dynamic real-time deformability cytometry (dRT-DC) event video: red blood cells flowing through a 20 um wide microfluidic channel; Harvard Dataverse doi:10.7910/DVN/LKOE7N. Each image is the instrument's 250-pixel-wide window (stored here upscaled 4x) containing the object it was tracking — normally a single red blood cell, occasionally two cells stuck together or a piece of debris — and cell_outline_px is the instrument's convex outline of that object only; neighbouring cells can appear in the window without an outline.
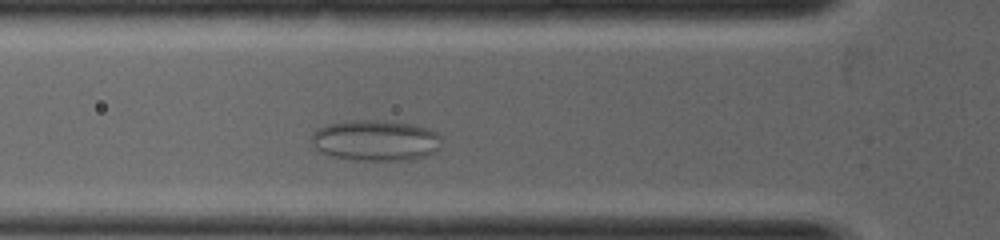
{"species": "common noctule bat (a hibernating species)", "species_latin": "Nyctalus noctula", "temperature_condition": "warm", "stored_images_in_passage": 28, "camera_frame_rate_fps": 5000, "um_per_image_px": 0.085, "animal": {"sex": "female", "body_mass_g": 19.0, "forearm_length_mm": 53.3}, "frame": {"image": 1, "passage_image": 7, "time_ms": 1.2, "image_size_px": [1000, 240], "cell_outline_px": [[440, 148], [436, 152], [424, 156], [408, 160], [356, 160], [332, 156], [320, 152], [312, 144], [312, 136], [316, 128], [328, 124], [352, 120], [380, 120], [408, 124], [424, 128], [436, 132], [440, 136]], "centroid_in_image_um": [31.9, 11.94], "position_along_channel_um": 93.9, "area_um2": 30.81}}
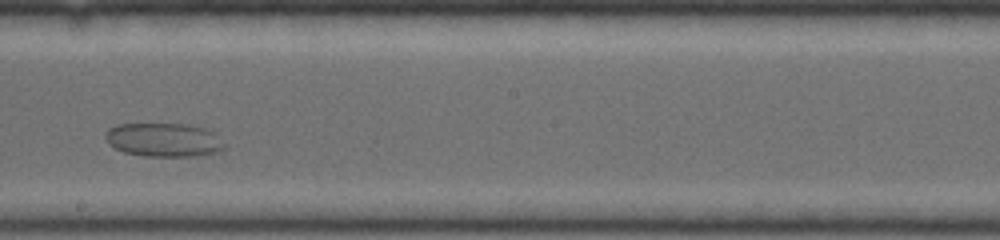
{"frame": {"image": 2, "passage_image": 16, "time_ms": 3.0, "image_size_px": [1000, 240], "cell_outline_px": [[224, 148], [216, 152], [192, 156], [144, 156], [124, 152], [108, 144], [104, 136], [108, 128], [116, 124], [188, 124], [204, 128], [216, 132], [224, 144]], "centroid_in_image_um": [13.9, 11.88], "position_along_channel_um": 234.3, "area_um2": 23.47}}
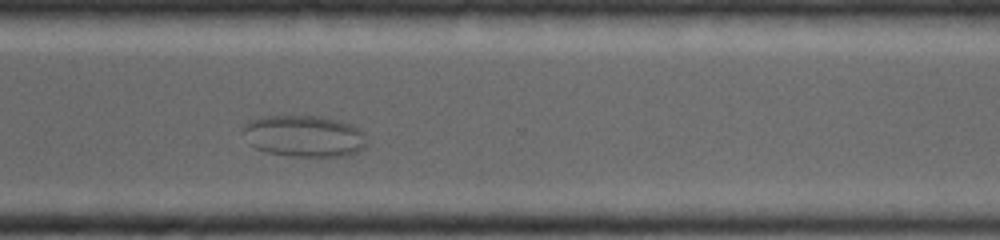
{"frame": {"image": 3, "passage_image": 23, "time_ms": 4.4, "image_size_px": [1000, 240], "cell_outline_px": [[364, 148], [356, 152], [344, 156], [288, 156], [264, 152], [248, 144], [244, 132], [244, 124], [248, 120], [268, 116], [320, 116], [340, 120], [352, 124], [364, 132]], "centroid_in_image_um": [25.83, 11.56], "position_along_channel_um": 344.8, "area_um2": 30.06}}